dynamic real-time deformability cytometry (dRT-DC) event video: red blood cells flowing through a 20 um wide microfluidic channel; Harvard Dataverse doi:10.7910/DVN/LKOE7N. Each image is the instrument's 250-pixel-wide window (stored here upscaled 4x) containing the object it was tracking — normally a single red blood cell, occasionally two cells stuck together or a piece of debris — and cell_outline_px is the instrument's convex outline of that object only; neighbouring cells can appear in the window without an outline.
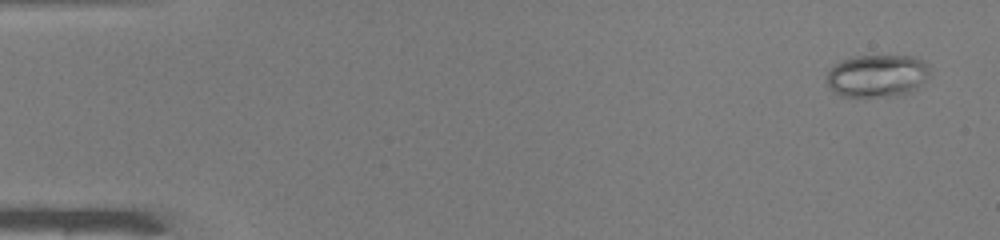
{"species": "common noctule bat (a hibernating species)", "species_latin": "Nyctalus noctula", "temperature_condition": "warm", "stored_images_in_passage": 48, "camera_frame_rate_fps": 3000, "um_per_image_px": 0.085, "animal": {"sex": "male", "body_mass_g": 19.0, "forearm_length_mm": 50.8}, "frame": {"image": 1, "passage_image": 1, "time_ms": 0.0, "image_size_px": [1000, 240], "cell_outline_px": [[928, 76], [912, 92], [888, 96], [840, 96], [832, 92], [828, 88], [828, 72], [832, 64], [840, 60], [856, 56], [916, 56], [924, 60], [928, 64]], "centroid_in_image_um": [74.53, 6.43], "position_along_channel_um": 10.5, "area_um2": 25.66}}
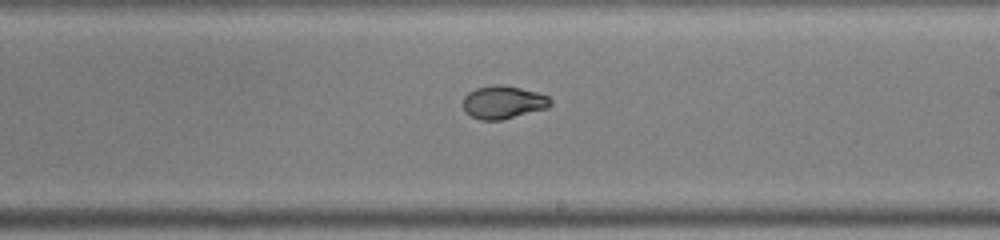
{"frame": {"image": 2, "passage_image": 28, "time_ms": 9.0, "image_size_px": [1000, 240], "cell_outline_px": [[552, 104], [548, 108], [500, 120], [480, 120], [464, 112], [460, 104], [464, 96], [468, 92], [476, 88], [492, 84], [504, 84], [536, 92], [548, 96], [552, 100]], "centroid_in_image_um": [42.73, 8.68], "position_along_channel_um": 246.3, "area_um2": 17.11}}
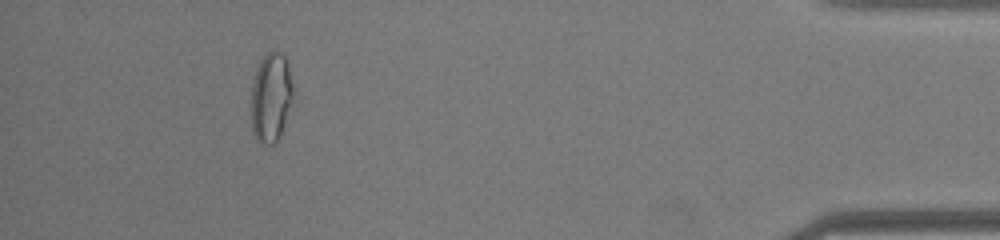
{"frame": {"image": 3, "passage_image": 44, "time_ms": 14.333, "image_size_px": [1000, 240], "cell_outline_px": [[292, 96], [284, 124], [280, 136], [276, 144], [260, 144], [256, 140], [252, 132], [252, 84], [256, 68], [264, 52], [276, 48], [288, 60], [292, 84]], "centroid_in_image_um": [23.02, 8.23], "position_along_channel_um": 412.2, "area_um2": 22.08}, "authors_computed_cell_mechanics": {"area_um2": 19.2185, "velocity_mm_per_s": 4.1515, "shape_relaxation_time_tau1_ms": null, "shape_relaxation_time_tau2_ms": 0.7197, "deformation_change_tau1": null, "deformation_change_tau2": 0.0379}}